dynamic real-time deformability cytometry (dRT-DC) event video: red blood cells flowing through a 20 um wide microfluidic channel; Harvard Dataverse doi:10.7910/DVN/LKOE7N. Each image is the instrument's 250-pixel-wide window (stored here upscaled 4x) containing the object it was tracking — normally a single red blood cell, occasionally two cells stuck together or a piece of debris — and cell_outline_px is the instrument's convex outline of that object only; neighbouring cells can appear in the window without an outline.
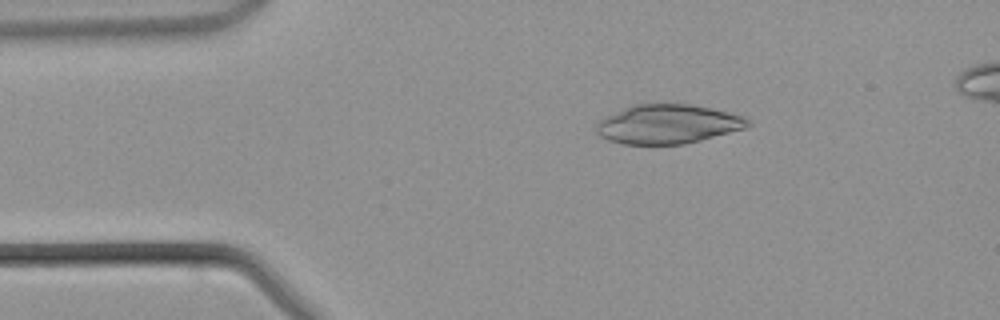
{"species": "common noctule bat (a hibernating species)", "species_latin": "Nyctalus noctula", "temperature_condition": "warm", "stored_images_in_passage": 42, "camera_frame_rate_fps": 3000, "um_per_image_px": 0.085, "animal": {"sex": "male", "body_mass_g": 21.5, "forearm_length_mm": 52.0}, "frame": {"image": 1, "passage_image": 7, "time_ms": 2.0, "image_size_px": [1000, 320], "cell_outline_px": [[752, 124], [748, 128], [684, 144], [624, 144], [608, 140], [600, 136], [596, 132], [596, 124], [600, 120], [632, 104], [688, 104], [728, 112], [744, 116], [752, 120]], "centroid_in_image_um": [56.81, 10.56], "position_along_channel_um": 28.2, "area_um2": 34.51}}
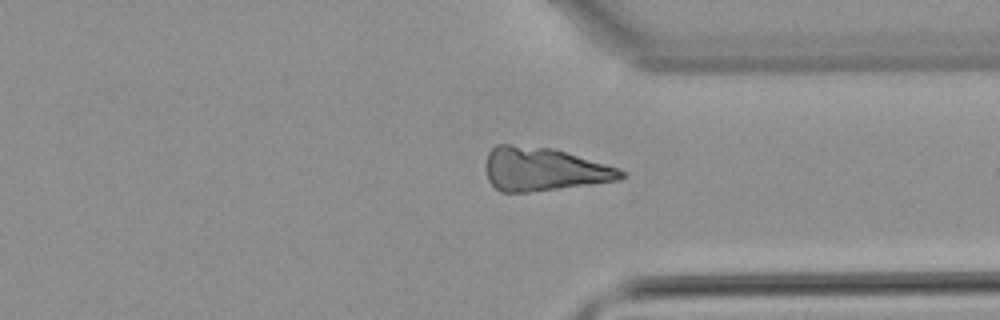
{"frame": {"image": 2, "passage_image": 32, "time_ms": 10.333, "image_size_px": [1000, 320], "cell_outline_px": [[628, 172], [624, 176], [616, 180], [528, 192], [500, 192], [488, 180], [484, 168], [484, 164], [488, 152], [496, 144], [512, 144], [552, 148], [604, 164]], "centroid_in_image_um": [46.11, 14.37], "position_along_channel_um": 365.3, "area_um2": 33.87}}